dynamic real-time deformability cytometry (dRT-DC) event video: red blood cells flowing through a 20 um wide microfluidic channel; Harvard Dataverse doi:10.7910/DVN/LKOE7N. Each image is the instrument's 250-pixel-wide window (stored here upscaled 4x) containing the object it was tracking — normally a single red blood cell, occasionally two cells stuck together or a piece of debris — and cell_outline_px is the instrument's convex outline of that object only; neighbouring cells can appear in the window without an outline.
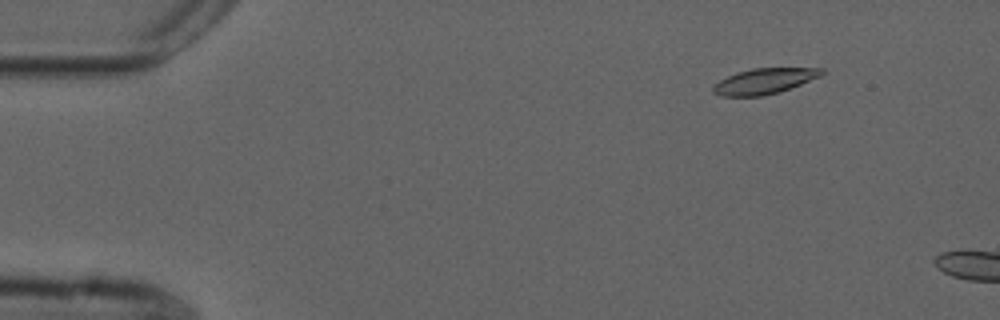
{"species": "common noctule bat (a hibernating species)", "species_latin": "Nyctalus noctula", "temperature_condition": "cold", "stored_images_in_passage": 10, "camera_frame_rate_fps": 3000, "um_per_image_px": 0.085, "animal": {"sex": "male", "forearm_length_mm": 52.5}, "frame": {"image": 1, "passage_image": 7, "time_ms": 2.0, "image_size_px": [1000, 320], "cell_outline_px": [[824, 72], [820, 76], [800, 84], [764, 96], [720, 96], [712, 92], [712, 88], [720, 80], [736, 72], [752, 68], [824, 68]], "centroid_in_image_um": [64.93, 6.89], "position_along_channel_um": 20.1, "area_um2": 15.95}}